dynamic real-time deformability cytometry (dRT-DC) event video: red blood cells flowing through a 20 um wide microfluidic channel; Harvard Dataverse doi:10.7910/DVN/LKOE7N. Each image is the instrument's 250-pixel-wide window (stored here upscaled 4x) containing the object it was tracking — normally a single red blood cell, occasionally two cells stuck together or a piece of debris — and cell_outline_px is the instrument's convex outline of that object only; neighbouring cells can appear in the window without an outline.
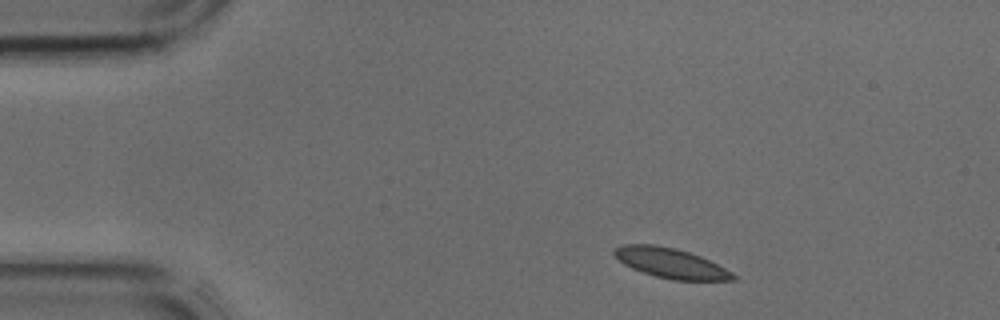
{"species": "common noctule bat (a hibernating species)", "species_latin": "Nyctalus noctula", "temperature_condition": "cold", "stored_images_in_passage": 37, "camera_frame_rate_fps": 3000, "um_per_image_px": 0.085, "animal": {"sex": "male", "body_mass_g": 17.9, "forearm_length_mm": 54.2}, "frame": {"image": 1, "passage_image": 1, "time_ms": 0.0, "image_size_px": [1000, 320], "cell_outline_px": [[736, 280], [672, 280], [656, 276], [632, 268], [624, 264], [612, 252], [616, 248], [624, 244], [652, 244], [676, 248], [700, 256], [732, 272], [736, 276]], "centroid_in_image_um": [57.01, 22.36], "position_along_channel_um": 28.0, "area_um2": 20.4}}
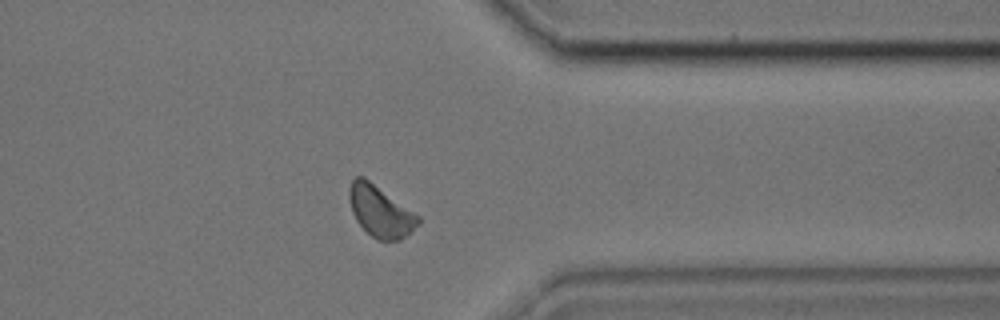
{"frame": {"image": 2, "passage_image": 28, "time_ms": 9.0, "image_size_px": [1000, 320], "cell_outline_px": [[420, 224], [400, 240], [376, 240], [356, 220], [352, 212], [348, 196], [348, 188], [352, 180], [356, 176], [364, 176], [420, 216]], "centroid_in_image_um": [32.32, 17.94], "position_along_channel_um": 379.1, "area_um2": 20.58}}
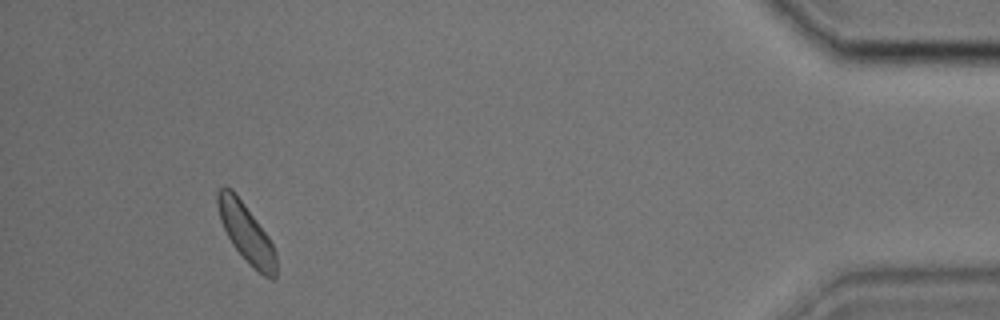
{"frame": {"image": 3, "passage_image": 34, "time_ms": 11.0, "image_size_px": [1000, 320], "cell_outline_px": [[276, 276], [272, 280], [264, 276], [232, 244], [220, 220], [216, 204], [216, 192], [224, 184], [232, 188], [236, 192], [268, 236], [276, 252]], "centroid_in_image_um": [20.9, 19.71], "position_along_channel_um": 414.3, "area_um2": 19.77}}